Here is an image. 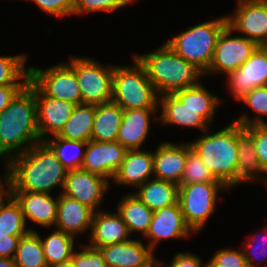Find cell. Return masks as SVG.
I'll return each instance as SVG.
<instances>
[{"label": "cell", "instance_id": "cell-1", "mask_svg": "<svg viewBox=\"0 0 267 267\" xmlns=\"http://www.w3.org/2000/svg\"><path fill=\"white\" fill-rule=\"evenodd\" d=\"M66 173L67 170L44 141L12 157L5 164L10 191L50 194L59 188L60 194L63 191Z\"/></svg>", "mask_w": 267, "mask_h": 267}, {"label": "cell", "instance_id": "cell-2", "mask_svg": "<svg viewBox=\"0 0 267 267\" xmlns=\"http://www.w3.org/2000/svg\"><path fill=\"white\" fill-rule=\"evenodd\" d=\"M205 86L200 81L173 94L159 96L158 123L162 126L198 129L202 133L213 127L217 109L226 99L216 96Z\"/></svg>", "mask_w": 267, "mask_h": 267}, {"label": "cell", "instance_id": "cell-3", "mask_svg": "<svg viewBox=\"0 0 267 267\" xmlns=\"http://www.w3.org/2000/svg\"><path fill=\"white\" fill-rule=\"evenodd\" d=\"M42 142L37 124L34 91L26 85L0 113V159L5 164L14 156Z\"/></svg>", "mask_w": 267, "mask_h": 267}, {"label": "cell", "instance_id": "cell-4", "mask_svg": "<svg viewBox=\"0 0 267 267\" xmlns=\"http://www.w3.org/2000/svg\"><path fill=\"white\" fill-rule=\"evenodd\" d=\"M211 129L189 143L215 178L231 192L238 187L237 123L231 121L219 130Z\"/></svg>", "mask_w": 267, "mask_h": 267}, {"label": "cell", "instance_id": "cell-5", "mask_svg": "<svg viewBox=\"0 0 267 267\" xmlns=\"http://www.w3.org/2000/svg\"><path fill=\"white\" fill-rule=\"evenodd\" d=\"M144 66L156 93L161 96L197 85L204 74L163 42L145 54L133 53Z\"/></svg>", "mask_w": 267, "mask_h": 267}, {"label": "cell", "instance_id": "cell-6", "mask_svg": "<svg viewBox=\"0 0 267 267\" xmlns=\"http://www.w3.org/2000/svg\"><path fill=\"white\" fill-rule=\"evenodd\" d=\"M227 25L225 13L191 25L165 42L176 54L205 74L210 67L217 39Z\"/></svg>", "mask_w": 267, "mask_h": 267}, {"label": "cell", "instance_id": "cell-7", "mask_svg": "<svg viewBox=\"0 0 267 267\" xmlns=\"http://www.w3.org/2000/svg\"><path fill=\"white\" fill-rule=\"evenodd\" d=\"M132 64L114 63L112 101L124 110L159 108V95L144 66L132 55Z\"/></svg>", "mask_w": 267, "mask_h": 267}, {"label": "cell", "instance_id": "cell-8", "mask_svg": "<svg viewBox=\"0 0 267 267\" xmlns=\"http://www.w3.org/2000/svg\"><path fill=\"white\" fill-rule=\"evenodd\" d=\"M230 190L221 182L184 184L178 186V202L186 224L200 233L216 211L217 200ZM220 194V195H219Z\"/></svg>", "mask_w": 267, "mask_h": 267}, {"label": "cell", "instance_id": "cell-9", "mask_svg": "<svg viewBox=\"0 0 267 267\" xmlns=\"http://www.w3.org/2000/svg\"><path fill=\"white\" fill-rule=\"evenodd\" d=\"M66 63L75 71L82 104L97 105L112 101L114 64L72 54Z\"/></svg>", "mask_w": 267, "mask_h": 267}, {"label": "cell", "instance_id": "cell-10", "mask_svg": "<svg viewBox=\"0 0 267 267\" xmlns=\"http://www.w3.org/2000/svg\"><path fill=\"white\" fill-rule=\"evenodd\" d=\"M29 80L45 96L65 100L75 105L82 104V95L75 71L66 61L44 69L29 66Z\"/></svg>", "mask_w": 267, "mask_h": 267}, {"label": "cell", "instance_id": "cell-11", "mask_svg": "<svg viewBox=\"0 0 267 267\" xmlns=\"http://www.w3.org/2000/svg\"><path fill=\"white\" fill-rule=\"evenodd\" d=\"M258 47L256 42L237 35L227 25L217 39L210 67L204 77L212 75L225 77L241 67Z\"/></svg>", "mask_w": 267, "mask_h": 267}, {"label": "cell", "instance_id": "cell-12", "mask_svg": "<svg viewBox=\"0 0 267 267\" xmlns=\"http://www.w3.org/2000/svg\"><path fill=\"white\" fill-rule=\"evenodd\" d=\"M111 186L105 177L79 168L67 171L62 193L97 212Z\"/></svg>", "mask_w": 267, "mask_h": 267}, {"label": "cell", "instance_id": "cell-13", "mask_svg": "<svg viewBox=\"0 0 267 267\" xmlns=\"http://www.w3.org/2000/svg\"><path fill=\"white\" fill-rule=\"evenodd\" d=\"M227 12L228 26L258 45L267 42V4L263 0H236Z\"/></svg>", "mask_w": 267, "mask_h": 267}, {"label": "cell", "instance_id": "cell-14", "mask_svg": "<svg viewBox=\"0 0 267 267\" xmlns=\"http://www.w3.org/2000/svg\"><path fill=\"white\" fill-rule=\"evenodd\" d=\"M195 233L186 224L179 202L153 212L146 235V244L156 253L162 241L189 239Z\"/></svg>", "mask_w": 267, "mask_h": 267}, {"label": "cell", "instance_id": "cell-15", "mask_svg": "<svg viewBox=\"0 0 267 267\" xmlns=\"http://www.w3.org/2000/svg\"><path fill=\"white\" fill-rule=\"evenodd\" d=\"M225 77V87L237 103L255 87L267 85L266 55L258 47L241 67Z\"/></svg>", "mask_w": 267, "mask_h": 267}, {"label": "cell", "instance_id": "cell-16", "mask_svg": "<svg viewBox=\"0 0 267 267\" xmlns=\"http://www.w3.org/2000/svg\"><path fill=\"white\" fill-rule=\"evenodd\" d=\"M27 85L35 93L37 124L41 141L58 135L76 105L65 100L45 96L30 80Z\"/></svg>", "mask_w": 267, "mask_h": 267}, {"label": "cell", "instance_id": "cell-17", "mask_svg": "<svg viewBox=\"0 0 267 267\" xmlns=\"http://www.w3.org/2000/svg\"><path fill=\"white\" fill-rule=\"evenodd\" d=\"M19 203L26 225L31 222L30 231H36L33 225L50 230L55 226L57 217L58 194L56 197L49 193L10 191Z\"/></svg>", "mask_w": 267, "mask_h": 267}, {"label": "cell", "instance_id": "cell-18", "mask_svg": "<svg viewBox=\"0 0 267 267\" xmlns=\"http://www.w3.org/2000/svg\"><path fill=\"white\" fill-rule=\"evenodd\" d=\"M126 152L127 149L117 141L90 140L87 142L81 169L101 175L111 182Z\"/></svg>", "mask_w": 267, "mask_h": 267}, {"label": "cell", "instance_id": "cell-19", "mask_svg": "<svg viewBox=\"0 0 267 267\" xmlns=\"http://www.w3.org/2000/svg\"><path fill=\"white\" fill-rule=\"evenodd\" d=\"M189 141H162L153 151V173L158 180L170 181L180 185L187 153L191 150Z\"/></svg>", "mask_w": 267, "mask_h": 267}, {"label": "cell", "instance_id": "cell-20", "mask_svg": "<svg viewBox=\"0 0 267 267\" xmlns=\"http://www.w3.org/2000/svg\"><path fill=\"white\" fill-rule=\"evenodd\" d=\"M158 113L159 108L124 110L116 141L127 150L143 149L148 141L151 123L159 122Z\"/></svg>", "mask_w": 267, "mask_h": 267}, {"label": "cell", "instance_id": "cell-21", "mask_svg": "<svg viewBox=\"0 0 267 267\" xmlns=\"http://www.w3.org/2000/svg\"><path fill=\"white\" fill-rule=\"evenodd\" d=\"M154 178L153 151L144 149L127 150L124 160L116 171L111 184L136 190L147 180Z\"/></svg>", "mask_w": 267, "mask_h": 267}, {"label": "cell", "instance_id": "cell-22", "mask_svg": "<svg viewBox=\"0 0 267 267\" xmlns=\"http://www.w3.org/2000/svg\"><path fill=\"white\" fill-rule=\"evenodd\" d=\"M94 211L78 200L63 193L58 194L57 217L54 228L79 239L91 232ZM78 237V238H77Z\"/></svg>", "mask_w": 267, "mask_h": 267}, {"label": "cell", "instance_id": "cell-23", "mask_svg": "<svg viewBox=\"0 0 267 267\" xmlns=\"http://www.w3.org/2000/svg\"><path fill=\"white\" fill-rule=\"evenodd\" d=\"M89 236V237H88ZM131 237V238H130ZM128 226L116 211L100 210L94 212L90 235H87L88 245L100 248L132 239Z\"/></svg>", "mask_w": 267, "mask_h": 267}, {"label": "cell", "instance_id": "cell-24", "mask_svg": "<svg viewBox=\"0 0 267 267\" xmlns=\"http://www.w3.org/2000/svg\"><path fill=\"white\" fill-rule=\"evenodd\" d=\"M140 238L100 247L107 267H141L156 253Z\"/></svg>", "mask_w": 267, "mask_h": 267}, {"label": "cell", "instance_id": "cell-25", "mask_svg": "<svg viewBox=\"0 0 267 267\" xmlns=\"http://www.w3.org/2000/svg\"><path fill=\"white\" fill-rule=\"evenodd\" d=\"M237 147H238V186L240 184H254L267 182L256 154L252 135L237 123ZM254 182V183H252Z\"/></svg>", "mask_w": 267, "mask_h": 267}, {"label": "cell", "instance_id": "cell-26", "mask_svg": "<svg viewBox=\"0 0 267 267\" xmlns=\"http://www.w3.org/2000/svg\"><path fill=\"white\" fill-rule=\"evenodd\" d=\"M116 209L122 220L128 226L133 237L141 238L149 230L153 218V211L150 210L133 192L121 195Z\"/></svg>", "mask_w": 267, "mask_h": 267}, {"label": "cell", "instance_id": "cell-27", "mask_svg": "<svg viewBox=\"0 0 267 267\" xmlns=\"http://www.w3.org/2000/svg\"><path fill=\"white\" fill-rule=\"evenodd\" d=\"M124 109L113 101L95 105L91 140L116 141Z\"/></svg>", "mask_w": 267, "mask_h": 267}, {"label": "cell", "instance_id": "cell-28", "mask_svg": "<svg viewBox=\"0 0 267 267\" xmlns=\"http://www.w3.org/2000/svg\"><path fill=\"white\" fill-rule=\"evenodd\" d=\"M134 191L153 212L178 202V185L170 181L152 178Z\"/></svg>", "mask_w": 267, "mask_h": 267}, {"label": "cell", "instance_id": "cell-29", "mask_svg": "<svg viewBox=\"0 0 267 267\" xmlns=\"http://www.w3.org/2000/svg\"><path fill=\"white\" fill-rule=\"evenodd\" d=\"M50 232L51 233H48L45 237H42L40 234V240L48 267L70 262L77 248L75 245H80V240L77 242L73 236L54 227L53 231Z\"/></svg>", "mask_w": 267, "mask_h": 267}, {"label": "cell", "instance_id": "cell-30", "mask_svg": "<svg viewBox=\"0 0 267 267\" xmlns=\"http://www.w3.org/2000/svg\"><path fill=\"white\" fill-rule=\"evenodd\" d=\"M94 118L95 104L76 105L58 136L68 140L88 142L91 140Z\"/></svg>", "mask_w": 267, "mask_h": 267}, {"label": "cell", "instance_id": "cell-31", "mask_svg": "<svg viewBox=\"0 0 267 267\" xmlns=\"http://www.w3.org/2000/svg\"><path fill=\"white\" fill-rule=\"evenodd\" d=\"M44 142L55 153L57 159L67 171L81 168L87 142L68 140L58 135L49 137Z\"/></svg>", "mask_w": 267, "mask_h": 267}, {"label": "cell", "instance_id": "cell-32", "mask_svg": "<svg viewBox=\"0 0 267 267\" xmlns=\"http://www.w3.org/2000/svg\"><path fill=\"white\" fill-rule=\"evenodd\" d=\"M13 259L17 267H48L39 231L20 237Z\"/></svg>", "mask_w": 267, "mask_h": 267}, {"label": "cell", "instance_id": "cell-33", "mask_svg": "<svg viewBox=\"0 0 267 267\" xmlns=\"http://www.w3.org/2000/svg\"><path fill=\"white\" fill-rule=\"evenodd\" d=\"M241 102L254 112L253 117L250 112L244 111L233 122L243 127L267 124V120L265 119L267 117V85L255 87L238 101V103L242 104Z\"/></svg>", "mask_w": 267, "mask_h": 267}, {"label": "cell", "instance_id": "cell-34", "mask_svg": "<svg viewBox=\"0 0 267 267\" xmlns=\"http://www.w3.org/2000/svg\"><path fill=\"white\" fill-rule=\"evenodd\" d=\"M29 54L0 55V86L27 85L29 82Z\"/></svg>", "mask_w": 267, "mask_h": 267}, {"label": "cell", "instance_id": "cell-35", "mask_svg": "<svg viewBox=\"0 0 267 267\" xmlns=\"http://www.w3.org/2000/svg\"><path fill=\"white\" fill-rule=\"evenodd\" d=\"M27 226L19 203L10 194L0 205V232L26 235L30 231Z\"/></svg>", "mask_w": 267, "mask_h": 267}, {"label": "cell", "instance_id": "cell-36", "mask_svg": "<svg viewBox=\"0 0 267 267\" xmlns=\"http://www.w3.org/2000/svg\"><path fill=\"white\" fill-rule=\"evenodd\" d=\"M253 235L245 239L242 243L244 245H241L246 262L249 267H261L262 264L267 266V224L265 223L263 228Z\"/></svg>", "mask_w": 267, "mask_h": 267}, {"label": "cell", "instance_id": "cell-37", "mask_svg": "<svg viewBox=\"0 0 267 267\" xmlns=\"http://www.w3.org/2000/svg\"><path fill=\"white\" fill-rule=\"evenodd\" d=\"M220 182L202 162L200 156L191 149L187 153L185 169L181 177L180 185Z\"/></svg>", "mask_w": 267, "mask_h": 267}, {"label": "cell", "instance_id": "cell-38", "mask_svg": "<svg viewBox=\"0 0 267 267\" xmlns=\"http://www.w3.org/2000/svg\"><path fill=\"white\" fill-rule=\"evenodd\" d=\"M132 5L131 0H75L73 16H85L91 13H113Z\"/></svg>", "mask_w": 267, "mask_h": 267}, {"label": "cell", "instance_id": "cell-39", "mask_svg": "<svg viewBox=\"0 0 267 267\" xmlns=\"http://www.w3.org/2000/svg\"><path fill=\"white\" fill-rule=\"evenodd\" d=\"M240 248L218 249L207 261V267H249L243 250Z\"/></svg>", "mask_w": 267, "mask_h": 267}, {"label": "cell", "instance_id": "cell-40", "mask_svg": "<svg viewBox=\"0 0 267 267\" xmlns=\"http://www.w3.org/2000/svg\"><path fill=\"white\" fill-rule=\"evenodd\" d=\"M70 262L73 267H107L100 249L81 242L74 251Z\"/></svg>", "mask_w": 267, "mask_h": 267}, {"label": "cell", "instance_id": "cell-41", "mask_svg": "<svg viewBox=\"0 0 267 267\" xmlns=\"http://www.w3.org/2000/svg\"><path fill=\"white\" fill-rule=\"evenodd\" d=\"M31 1L38 6L42 12L59 19L73 16L75 0H24Z\"/></svg>", "mask_w": 267, "mask_h": 267}, {"label": "cell", "instance_id": "cell-42", "mask_svg": "<svg viewBox=\"0 0 267 267\" xmlns=\"http://www.w3.org/2000/svg\"><path fill=\"white\" fill-rule=\"evenodd\" d=\"M251 135L259 163L267 175V124L244 127Z\"/></svg>", "mask_w": 267, "mask_h": 267}, {"label": "cell", "instance_id": "cell-43", "mask_svg": "<svg viewBox=\"0 0 267 267\" xmlns=\"http://www.w3.org/2000/svg\"><path fill=\"white\" fill-rule=\"evenodd\" d=\"M202 259L200 255L187 250L185 252H176L175 255L173 254L169 264L164 262V260L163 263L167 267H207V261L203 262Z\"/></svg>", "mask_w": 267, "mask_h": 267}, {"label": "cell", "instance_id": "cell-44", "mask_svg": "<svg viewBox=\"0 0 267 267\" xmlns=\"http://www.w3.org/2000/svg\"><path fill=\"white\" fill-rule=\"evenodd\" d=\"M21 236L24 235L10 236L8 233L0 232V257L14 258Z\"/></svg>", "mask_w": 267, "mask_h": 267}, {"label": "cell", "instance_id": "cell-45", "mask_svg": "<svg viewBox=\"0 0 267 267\" xmlns=\"http://www.w3.org/2000/svg\"><path fill=\"white\" fill-rule=\"evenodd\" d=\"M26 85L0 86V113L11 103Z\"/></svg>", "mask_w": 267, "mask_h": 267}, {"label": "cell", "instance_id": "cell-46", "mask_svg": "<svg viewBox=\"0 0 267 267\" xmlns=\"http://www.w3.org/2000/svg\"><path fill=\"white\" fill-rule=\"evenodd\" d=\"M0 177V205L10 195V182L8 177L5 175V171Z\"/></svg>", "mask_w": 267, "mask_h": 267}, {"label": "cell", "instance_id": "cell-47", "mask_svg": "<svg viewBox=\"0 0 267 267\" xmlns=\"http://www.w3.org/2000/svg\"><path fill=\"white\" fill-rule=\"evenodd\" d=\"M0 267H17L13 258L0 257Z\"/></svg>", "mask_w": 267, "mask_h": 267}, {"label": "cell", "instance_id": "cell-48", "mask_svg": "<svg viewBox=\"0 0 267 267\" xmlns=\"http://www.w3.org/2000/svg\"><path fill=\"white\" fill-rule=\"evenodd\" d=\"M157 256L155 255L147 264L141 266V267H152L159 259L156 258Z\"/></svg>", "mask_w": 267, "mask_h": 267}, {"label": "cell", "instance_id": "cell-49", "mask_svg": "<svg viewBox=\"0 0 267 267\" xmlns=\"http://www.w3.org/2000/svg\"><path fill=\"white\" fill-rule=\"evenodd\" d=\"M259 48L264 52L267 57V42L259 44Z\"/></svg>", "mask_w": 267, "mask_h": 267}, {"label": "cell", "instance_id": "cell-50", "mask_svg": "<svg viewBox=\"0 0 267 267\" xmlns=\"http://www.w3.org/2000/svg\"><path fill=\"white\" fill-rule=\"evenodd\" d=\"M162 260L163 259H159L152 267H167Z\"/></svg>", "mask_w": 267, "mask_h": 267}, {"label": "cell", "instance_id": "cell-51", "mask_svg": "<svg viewBox=\"0 0 267 267\" xmlns=\"http://www.w3.org/2000/svg\"><path fill=\"white\" fill-rule=\"evenodd\" d=\"M53 267H73V264L71 262H67V263H62L60 265H56Z\"/></svg>", "mask_w": 267, "mask_h": 267}, {"label": "cell", "instance_id": "cell-52", "mask_svg": "<svg viewBox=\"0 0 267 267\" xmlns=\"http://www.w3.org/2000/svg\"><path fill=\"white\" fill-rule=\"evenodd\" d=\"M263 184V187H265L266 188V193H267V182H263V183H261V185Z\"/></svg>", "mask_w": 267, "mask_h": 267}]
</instances>
